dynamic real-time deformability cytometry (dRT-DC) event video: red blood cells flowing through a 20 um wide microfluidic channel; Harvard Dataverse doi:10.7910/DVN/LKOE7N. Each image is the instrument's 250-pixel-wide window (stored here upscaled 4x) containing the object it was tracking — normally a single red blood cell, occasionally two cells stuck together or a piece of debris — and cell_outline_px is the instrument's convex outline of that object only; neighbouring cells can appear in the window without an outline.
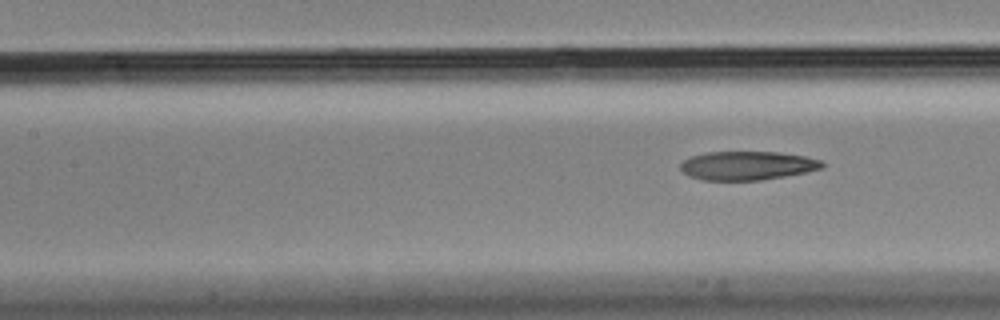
{"species": "Egyptian fruit bat (a non-hibernating species)", "species_latin": "Rousettus aegyptiacus", "temperature_condition": "cold", "stored_images_in_passage": 9, "segment_of_instrument_passage": [2, 2], "camera_frame_rate_fps": 3000, "um_per_image_px": 0.085, "animal": {"sex": "male"}, "frame": {"image": 1, "passage_image": 9, "time_ms": 2.667, "image_size_px": [1000, 320], "cell_outline_px": [[824, 168], [784, 176], [760, 180], [704, 180], [688, 176], [680, 168], [680, 164], [684, 160], [692, 156], [708, 152], [780, 152], [804, 156], [820, 160], [824, 164]], "centroid_in_image_um": [63.51, 14.07], "position_along_channel_um": 143.9, "area_um2": 23.58}}